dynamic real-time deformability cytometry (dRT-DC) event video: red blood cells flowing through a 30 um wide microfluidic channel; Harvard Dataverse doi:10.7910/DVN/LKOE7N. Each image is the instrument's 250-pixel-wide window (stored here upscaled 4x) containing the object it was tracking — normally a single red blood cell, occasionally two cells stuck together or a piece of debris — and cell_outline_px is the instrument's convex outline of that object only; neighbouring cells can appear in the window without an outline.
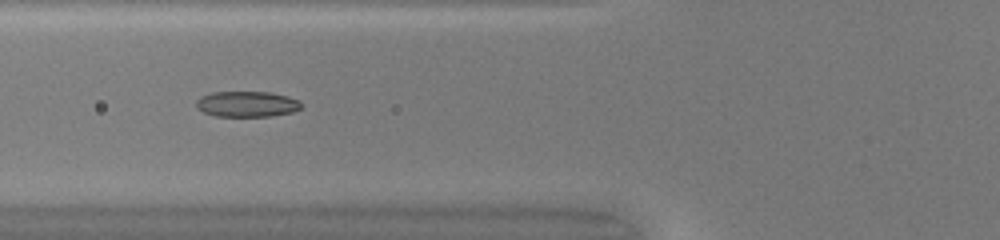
{"species": "common noctule bat (a hibernating species)", "species_latin": "Nyctalus noctula", "temperature_condition": "warm", "stored_images_in_passage": 44, "camera_frame_rate_fps": 3000, "um_per_image_px": 0.085, "animal": {"sex": "female", "body_mass_g": 20.0, "forearm_length_mm": 54.0}, "frame": {"image": 1, "passage_image": 15, "time_ms": 4.667, "image_size_px": [1000, 240], "cell_outline_px": [[304, 104], [300, 108], [292, 112], [272, 116], [216, 116], [204, 112], [196, 108], [196, 100], [200, 96], [212, 92], [268, 92], [288, 96], [300, 100]], "centroid_in_image_um": [21.0, 8.84], "position_along_channel_um": 104.8, "area_um2": 15.84}}
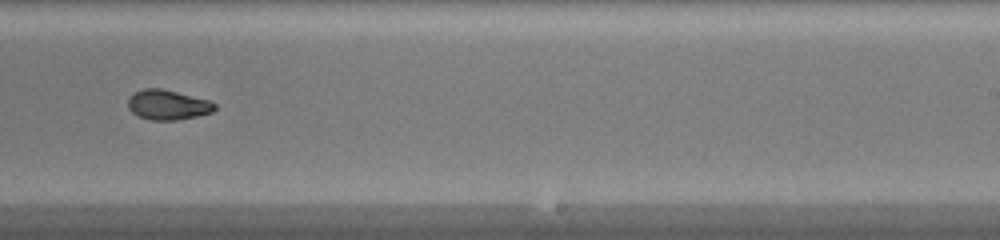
{"frame": {"image": 2, "passage_image": 27, "time_ms": 8.667, "image_size_px": [1000, 240], "cell_outline_px": [[216, 108], [212, 112], [196, 116], [176, 120], [152, 120], [136, 116], [128, 108], [128, 96], [132, 92], [144, 88], [160, 88], [208, 100], [216, 104]], "centroid_in_image_um": [14.2, 8.91], "position_along_channel_um": 274.8, "area_um2": 15.14}}
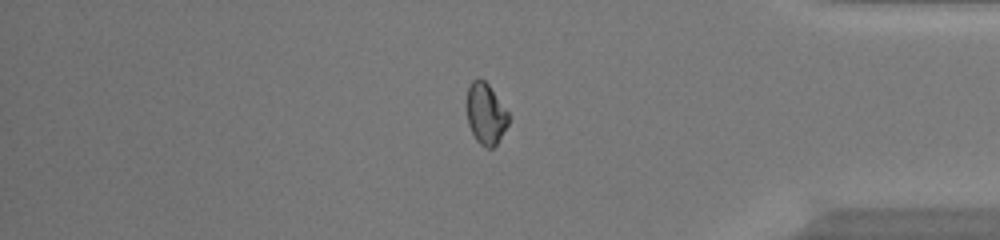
{"frame": {"image": 3, "passage_image": 37, "time_ms": 12.0, "image_size_px": [1000, 240], "cell_outline_px": [[508, 124], [496, 144], [492, 148], [484, 148], [476, 140], [468, 124], [464, 104], [468, 88], [472, 80], [480, 76], [488, 84], [508, 112]], "centroid_in_image_um": [41.23, 9.64], "position_along_channel_um": 394.0, "area_um2": 15.14}, "authors_computed_cell_mechanics": {"area_um2": 15.6638, "velocity_mm_per_s": 4.2516, "shape_relaxation_time_tau1_ms": null, "shape_relaxation_time_tau2_ms": 2.1912, "deformation_change_tau1": null, "deformation_change_tau2": 0.0615}}